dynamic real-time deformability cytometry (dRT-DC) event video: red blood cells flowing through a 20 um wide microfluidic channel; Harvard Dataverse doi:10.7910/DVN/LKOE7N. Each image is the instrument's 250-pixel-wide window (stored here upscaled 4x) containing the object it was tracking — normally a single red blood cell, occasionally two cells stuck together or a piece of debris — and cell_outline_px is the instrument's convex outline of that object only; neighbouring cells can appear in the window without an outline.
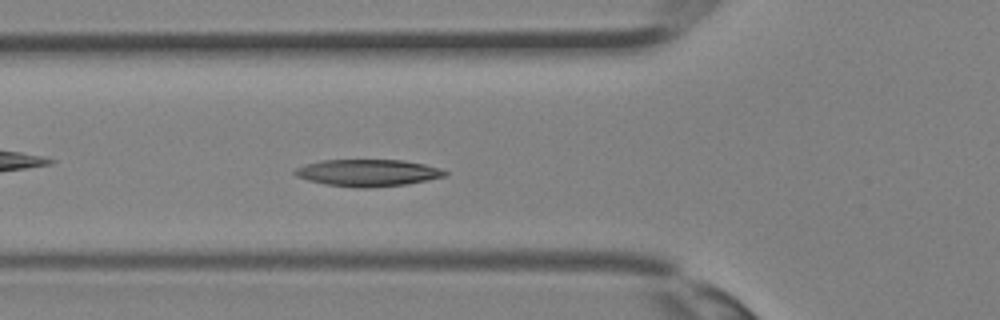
{"species": "Egyptian fruit bat (a non-hibernating species)", "species_latin": "Rousettus aegyptiacus", "temperature_condition": "room temperature", "stored_images_in_passage": 29, "camera_frame_rate_fps": 3000, "um_per_image_px": 0.085, "animal": {"sex": "female"}, "frame": {"image": 1, "passage_image": 6, "time_ms": 1.667, "image_size_px": [1000, 320], "cell_outline_px": [[448, 172], [444, 176], [428, 180], [404, 184], [368, 188], [356, 188], [324, 184], [308, 180], [296, 176], [292, 172], [296, 168], [304, 164], [320, 160], [404, 160], [424, 164], [440, 168]], "centroid_in_image_um": [31.22, 14.68], "position_along_channel_um": 94.6, "area_um2": 23.58}}
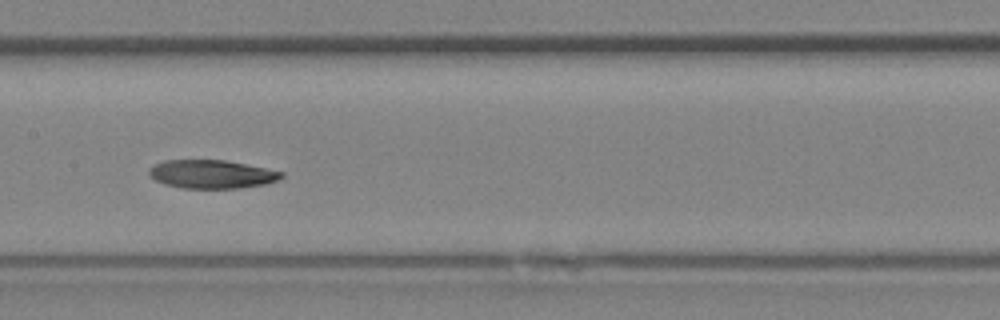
{"frame": {"image": 2, "passage_image": 11, "time_ms": 3.333, "image_size_px": [1000, 320], "cell_outline_px": [[284, 176], [280, 180], [264, 184], [240, 188], [180, 188], [164, 184], [148, 176], [148, 168], [164, 160], [224, 160], [284, 172]], "centroid_in_image_um": [17.97, 14.81], "position_along_channel_um": 189.4, "area_um2": 21.96}}
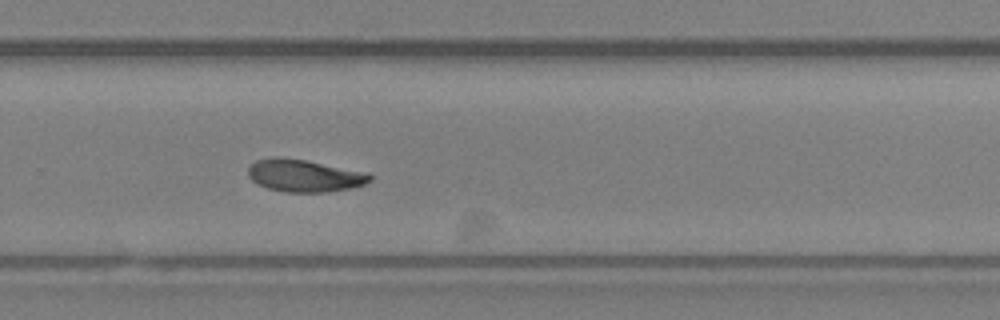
{"frame": {"image": 3, "passage_image": 17, "time_ms": 5.333, "image_size_px": [1000, 320], "cell_outline_px": [[372, 180], [364, 184], [348, 188], [328, 192], [284, 192], [268, 188], [256, 184], [248, 176], [248, 168], [256, 160], [272, 156], [280, 156], [304, 160], [368, 172], [372, 176]], "centroid_in_image_um": [25.84, 14.92], "position_along_channel_um": 304.0, "area_um2": 23.06}}